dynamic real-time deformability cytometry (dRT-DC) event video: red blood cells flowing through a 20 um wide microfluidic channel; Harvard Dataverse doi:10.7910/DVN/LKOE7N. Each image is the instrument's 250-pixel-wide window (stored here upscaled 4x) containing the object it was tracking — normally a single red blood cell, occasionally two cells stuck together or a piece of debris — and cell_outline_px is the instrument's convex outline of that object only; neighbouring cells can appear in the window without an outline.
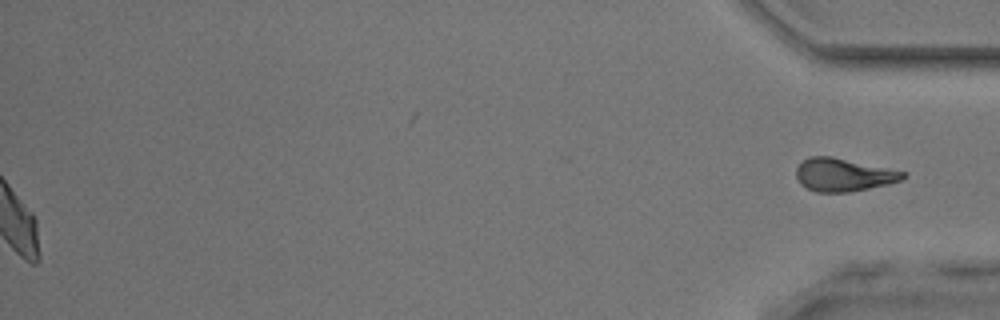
{"species": "common noctule bat (a hibernating species)", "species_latin": "Nyctalus noctula", "temperature_condition": "room temperature", "stored_images_in_passage": 43, "segment_of_instrument_passage": [2, 2], "camera_frame_rate_fps": 3000, "um_per_image_px": 0.085, "animal": {"sex": "male", "body_mass_g": 17.9, "forearm_length_mm": 54.2}, "frame": {"image": 1, "passage_image": 43, "time_ms": 14.0, "image_size_px": [1000, 320], "cell_outline_px": [[908, 176], [900, 180], [888, 184], [848, 192], [816, 192], [800, 184], [796, 176], [796, 168], [808, 156], [832, 156], [908, 172]], "centroid_in_image_um": [71.71, 14.85], "position_along_channel_um": 363.5, "area_um2": 20.58}}